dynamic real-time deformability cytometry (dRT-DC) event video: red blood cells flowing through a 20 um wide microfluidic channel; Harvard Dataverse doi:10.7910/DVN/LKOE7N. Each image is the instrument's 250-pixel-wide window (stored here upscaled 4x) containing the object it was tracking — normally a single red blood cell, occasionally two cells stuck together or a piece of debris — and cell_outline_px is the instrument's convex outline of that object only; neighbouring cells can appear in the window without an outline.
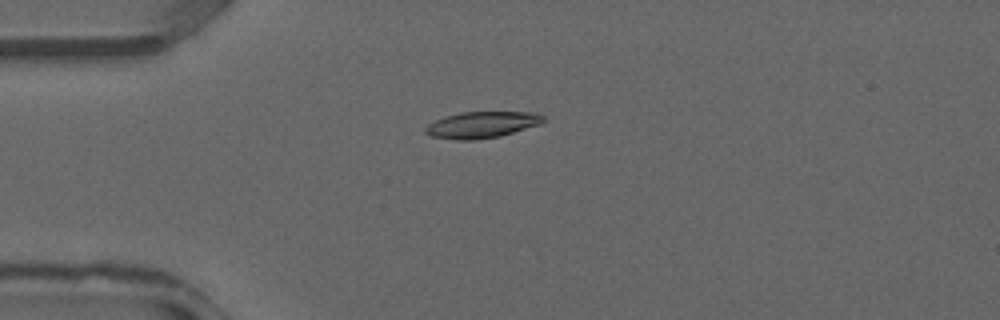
{"species": "common noctule bat (a hibernating species)", "species_latin": "Nyctalus noctula", "temperature_condition": "warm", "stored_images_in_passage": 17, "camera_frame_rate_fps": 3000, "um_per_image_px": 0.085, "animal": {"sex": "male", "forearm_length_mm": 52.5}, "frame": {"image": 1, "passage_image": 10, "time_ms": 3.0, "image_size_px": [1000, 320], "cell_outline_px": [[544, 120], [540, 124], [500, 136], [472, 140], [456, 140], [432, 136], [424, 132], [424, 128], [428, 124], [444, 116], [460, 112], [536, 112], [544, 116]], "centroid_in_image_um": [40.94, 10.6], "position_along_channel_um": 44.1, "area_um2": 18.09}}
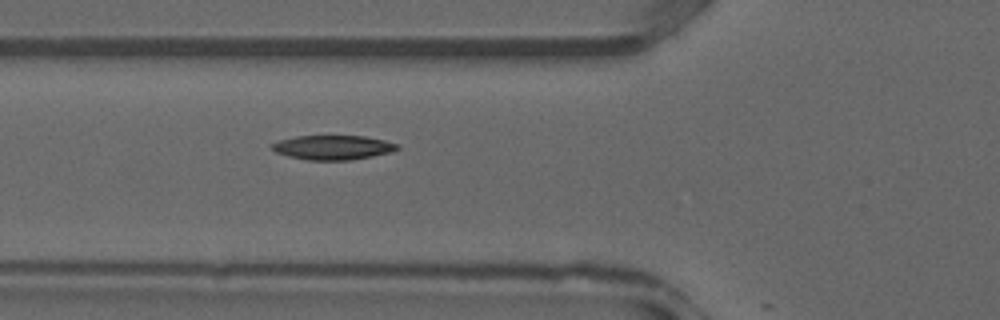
{"frame": {"image": 2, "passage_image": 14, "time_ms": 4.333, "image_size_px": [1000, 320], "cell_outline_px": [[400, 148], [392, 152], [352, 160], [308, 160], [288, 156], [276, 152], [272, 148], [272, 144], [280, 140], [296, 136], [364, 136], [384, 140], [400, 144]], "centroid_in_image_um": [28.35, 12.53], "position_along_channel_um": 97.5, "area_um2": 17.8}}
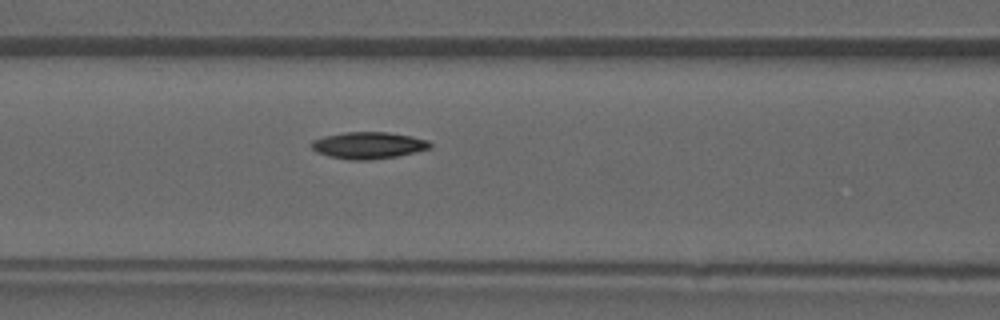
{"frame": {"image": 3, "passage_image": 16, "time_ms": 5.0, "image_size_px": [1000, 320], "cell_outline_px": [[432, 148], [416, 152], [396, 156], [372, 160], [348, 160], [328, 156], [316, 152], [308, 144], [312, 140], [324, 136], [344, 132], [388, 132], [412, 136], [428, 140], [432, 144]], "centroid_in_image_um": [31.3, 12.35], "position_along_channel_um": 135.3, "area_um2": 18.79}}